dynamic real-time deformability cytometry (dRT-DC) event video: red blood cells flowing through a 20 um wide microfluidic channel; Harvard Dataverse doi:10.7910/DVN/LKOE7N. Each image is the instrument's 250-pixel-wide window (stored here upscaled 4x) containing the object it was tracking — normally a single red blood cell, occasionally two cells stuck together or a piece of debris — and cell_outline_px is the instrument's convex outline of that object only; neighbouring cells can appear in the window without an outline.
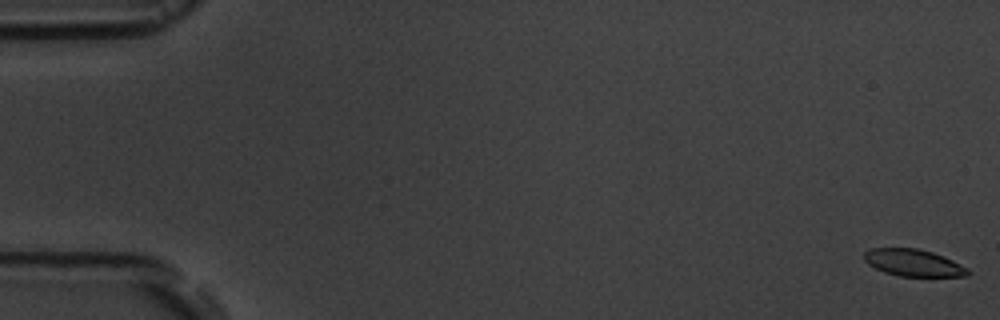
{"species": "common noctule bat (a hibernating species)", "species_latin": "Nyctalus noctula", "temperature_condition": "room temperature", "stored_images_in_passage": 6, "camera_frame_rate_fps": 3000, "um_per_image_px": 0.085, "animal": {"sex": "male", "body_mass_g": 19.5, "forearm_length_mm": 54.6}, "frame": {"image": 1, "passage_image": 1, "time_ms": 0.0, "image_size_px": [1000, 320], "cell_outline_px": [[972, 272], [968, 276], [900, 276], [884, 272], [868, 264], [864, 260], [864, 252], [868, 248], [916, 248], [932, 252], [944, 256], [968, 268]], "centroid_in_image_um": [77.64, 22.33], "position_along_channel_um": 7.4, "area_um2": 16.36}}